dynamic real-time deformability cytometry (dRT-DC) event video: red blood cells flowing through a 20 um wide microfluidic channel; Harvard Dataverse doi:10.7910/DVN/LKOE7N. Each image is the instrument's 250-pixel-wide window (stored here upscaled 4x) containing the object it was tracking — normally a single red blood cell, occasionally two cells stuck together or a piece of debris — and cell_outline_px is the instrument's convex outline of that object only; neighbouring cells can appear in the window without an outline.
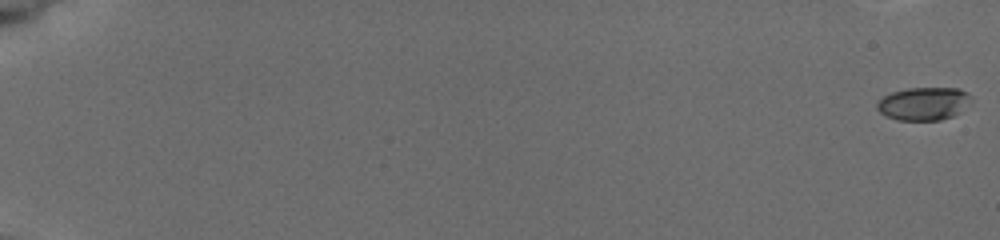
{"species": "common noctule bat (a hibernating species)", "species_latin": "Nyctalus noctula", "temperature_condition": "cold", "stored_images_in_passage": 10, "camera_frame_rate_fps": 3000, "um_per_image_px": 0.085, "animal": {"sex": "female", "body_mass_g": 19.5, "forearm_length_mm": 54.1}, "frame": {"image": 1, "passage_image": 1, "time_ms": 0.0, "image_size_px": [1000, 240], "cell_outline_px": [[968, 96], [956, 112], [952, 116], [940, 120], [896, 120], [880, 112], [876, 108], [876, 104], [884, 96], [892, 92], [908, 88], [956, 88], [968, 92]], "centroid_in_image_um": [78.38, 8.81], "position_along_channel_um": 6.6, "area_um2": 17.34}}